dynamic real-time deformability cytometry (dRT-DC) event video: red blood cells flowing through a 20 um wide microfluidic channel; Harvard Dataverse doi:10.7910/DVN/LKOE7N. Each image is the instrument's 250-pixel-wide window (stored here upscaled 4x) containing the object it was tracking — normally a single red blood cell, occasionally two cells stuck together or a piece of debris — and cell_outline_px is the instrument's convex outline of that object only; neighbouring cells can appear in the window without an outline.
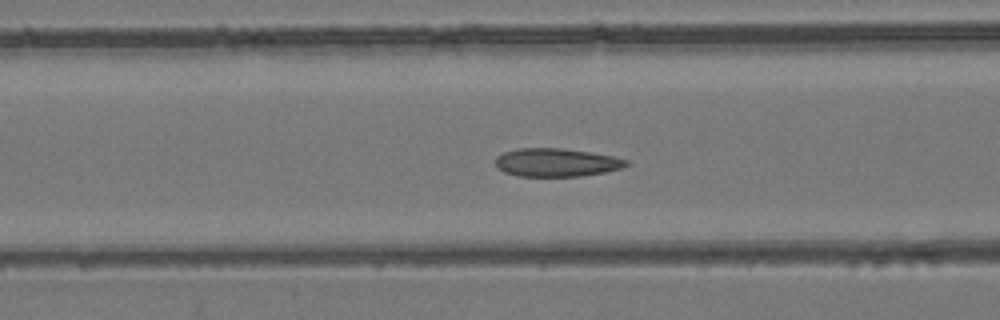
{"species": "common noctule bat (a hibernating species)", "species_latin": "Nyctalus noctula", "temperature_condition": "room temperature", "stored_images_in_passage": 55, "segment_of_instrument_passage": [1, 2], "camera_frame_rate_fps": 3000, "um_per_image_px": 0.085, "animal": {"sex": "female", "body_mass_g": 24.6, "forearm_length_mm": 56.2}, "frame": {"image": 1, "passage_image": 21, "time_ms": 6.667, "image_size_px": [1000, 320], "cell_outline_px": [[632, 164], [620, 168], [604, 172], [580, 176], [516, 176], [504, 172], [496, 168], [496, 156], [504, 152], [520, 148], [560, 148], [592, 152], [612, 156], [628, 160]], "centroid_in_image_um": [47.29, 13.81], "position_along_channel_um": 119.3, "area_um2": 21.62}}
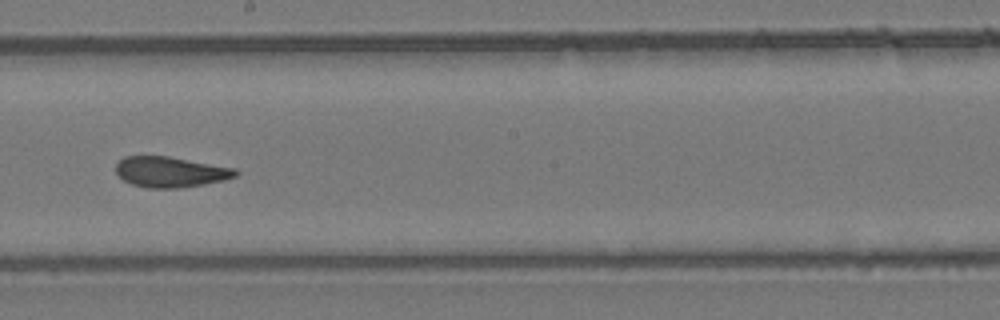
{"frame": {"image": 2, "passage_image": 30, "time_ms": 9.667, "image_size_px": [1000, 320], "cell_outline_px": [[240, 172], [236, 176], [224, 180], [204, 184], [180, 188], [148, 188], [132, 184], [124, 180], [116, 172], [116, 164], [124, 156], [168, 156], [236, 168]], "centroid_in_image_um": [14.51, 14.61], "position_along_channel_um": 233.7, "area_um2": 21.33}}
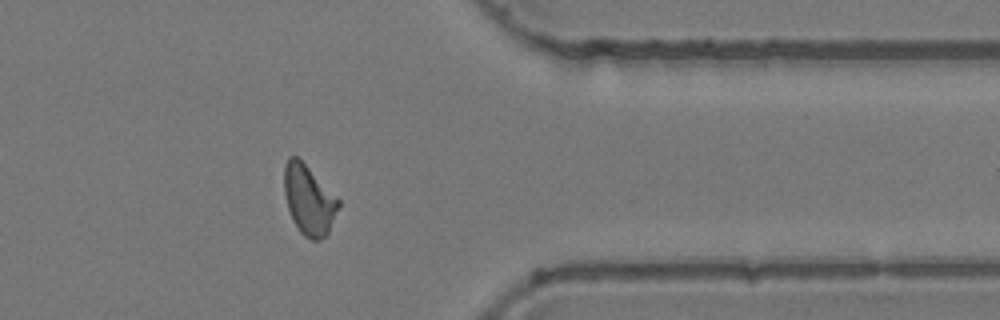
{"frame": {"image": 3, "passage_image": 43, "time_ms": 14.0, "image_size_px": [1000, 320], "cell_outline_px": [[340, 204], [328, 232], [320, 240], [312, 240], [304, 236], [300, 232], [292, 220], [288, 208], [284, 192], [284, 168], [288, 156], [296, 156], [340, 200]], "centroid_in_image_um": [26.23, 17.01], "position_along_channel_um": 385.2, "area_um2": 21.68}}